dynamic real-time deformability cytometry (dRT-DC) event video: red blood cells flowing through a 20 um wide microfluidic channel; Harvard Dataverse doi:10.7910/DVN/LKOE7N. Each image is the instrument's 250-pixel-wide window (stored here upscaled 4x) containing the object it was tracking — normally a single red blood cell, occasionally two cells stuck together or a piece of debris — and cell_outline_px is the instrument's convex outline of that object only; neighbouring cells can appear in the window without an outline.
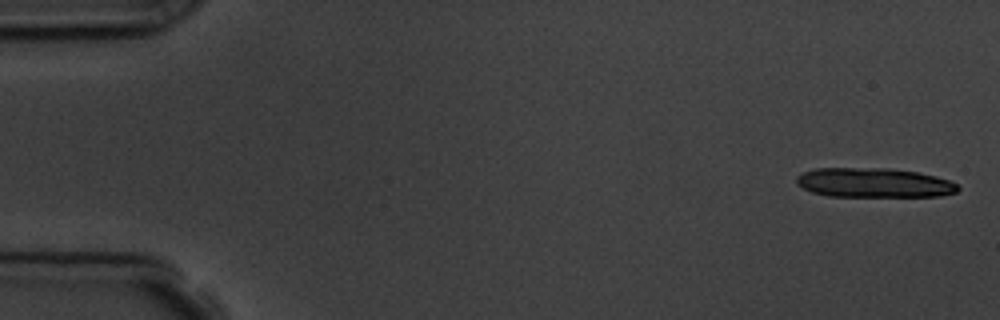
{"species": "common noctule bat (a hibernating species)", "species_latin": "Nyctalus noctula", "temperature_condition": "room temperature", "stored_images_in_passage": 10, "camera_frame_rate_fps": 3000, "um_per_image_px": 0.085, "animal": {"sex": "male", "body_mass_g": 19.5, "forearm_length_mm": 54.6}, "frame": {"image": 1, "passage_image": 1, "time_ms": 0.0, "image_size_px": [1000, 320], "cell_outline_px": [[960, 188], [956, 192], [940, 196], [828, 196], [812, 192], [796, 184], [796, 176], [804, 172], [816, 168], [888, 168], [916, 172], [936, 176], [948, 180], [956, 184]], "centroid_in_image_um": [74.26, 15.53], "position_along_channel_um": 10.7, "area_um2": 27.63}}
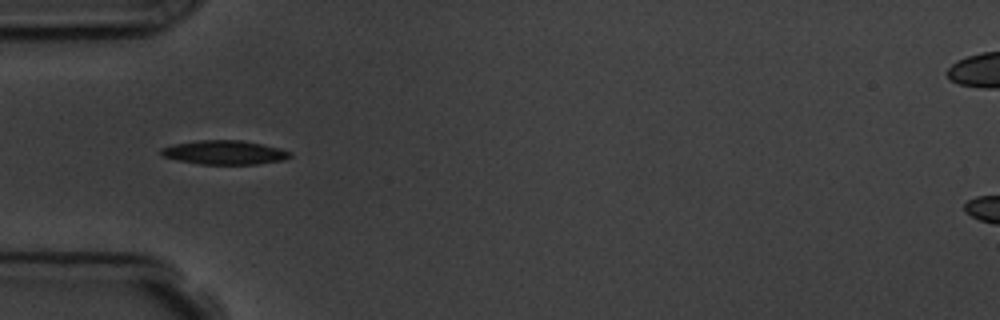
{"frame": {"image": 2, "passage_image": 5, "time_ms": 5.333, "image_size_px": [1000, 320], "cell_outline_px": [[292, 156], [284, 160], [256, 164], [200, 164], [176, 160], [160, 156], [160, 148], [172, 144], [200, 140], [240, 140], [280, 148], [292, 152]], "centroid_in_image_um": [19.04, 12.96], "position_along_channel_um": 66.0, "area_um2": 18.15}}
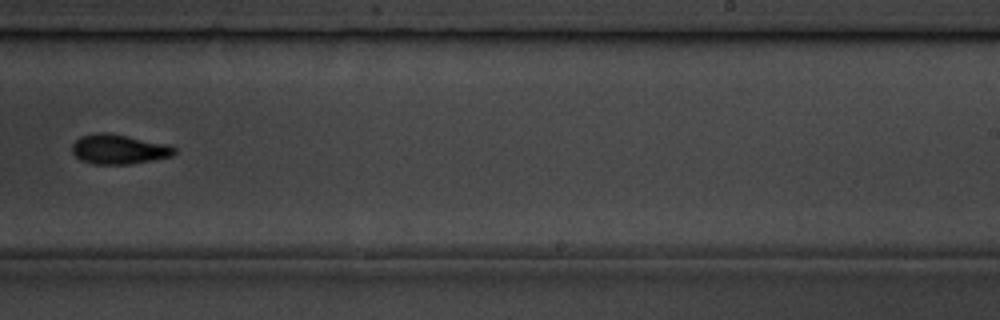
{"frame": {"image": 3, "passage_image": 10, "time_ms": 11.0, "image_size_px": [1000, 320], "cell_outline_px": [[176, 152], [172, 156], [132, 164], [92, 164], [80, 160], [72, 152], [72, 144], [80, 136], [96, 132], [108, 132], [168, 144], [176, 148]], "centroid_in_image_um": [10.09, 12.68], "position_along_channel_um": 278.9, "area_um2": 17.86}}